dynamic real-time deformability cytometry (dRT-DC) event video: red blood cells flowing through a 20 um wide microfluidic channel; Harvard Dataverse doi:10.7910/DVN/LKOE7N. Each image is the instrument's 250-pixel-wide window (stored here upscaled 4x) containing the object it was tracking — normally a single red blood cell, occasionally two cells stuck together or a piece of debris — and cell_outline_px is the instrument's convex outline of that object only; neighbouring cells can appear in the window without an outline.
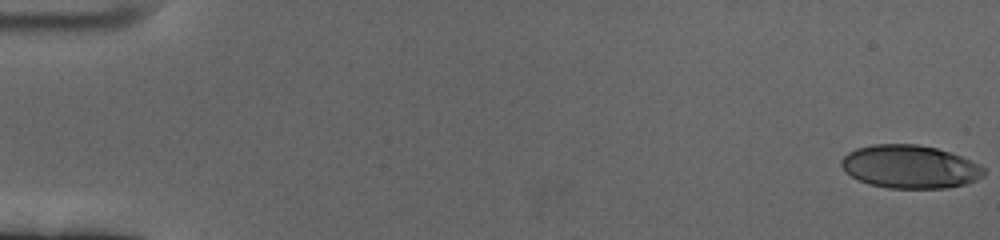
{"species": "human", "species_latin": "Homo sapiens", "temperature_condition": "cold", "stored_images_in_passage": 56, "camera_frame_rate_fps": 3000, "um_per_image_px": 0.085, "donor": {"sex": "female"}, "frame": {"image": 1, "passage_image": 1, "time_ms": 0.0, "image_size_px": [1000, 240], "cell_outline_px": [[984, 176], [968, 184], [948, 188], [888, 188], [868, 184], [852, 176], [840, 164], [840, 160], [848, 152], [856, 148], [872, 144], [916, 144], [936, 148], [960, 156], [980, 164], [984, 168]], "centroid_in_image_um": [77.36, 14.17], "position_along_channel_um": 7.6, "area_um2": 35.89}}
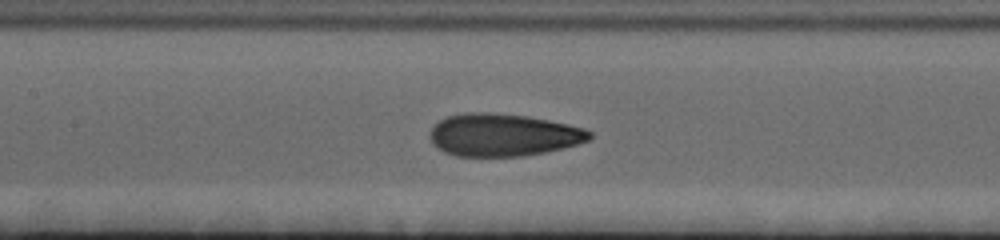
{"frame": {"image": 2, "passage_image": 29, "time_ms": 9.333, "image_size_px": [1000, 240], "cell_outline_px": [[592, 136], [588, 140], [576, 144], [544, 152], [524, 156], [456, 156], [444, 152], [436, 148], [432, 144], [432, 128], [440, 120], [448, 116], [468, 112], [488, 112], [524, 116], [548, 120], [568, 124], [584, 128], [592, 132]], "centroid_in_image_um": [42.76, 11.47], "position_along_channel_um": 164.6, "area_um2": 39.19}}
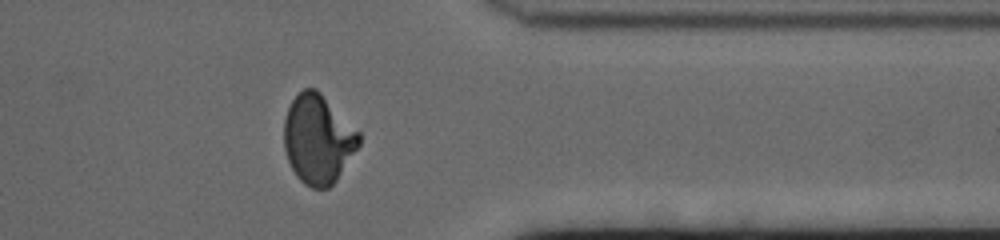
{"frame": {"image": 3, "passage_image": 49, "time_ms": 16.0, "image_size_px": [1000, 240], "cell_outline_px": [[360, 144], [336, 180], [328, 188], [312, 188], [304, 184], [296, 176], [288, 160], [284, 148], [284, 120], [288, 108], [292, 100], [304, 88], [316, 88], [360, 132]], "centroid_in_image_um": [27.03, 11.83], "position_along_channel_um": 384.4, "area_um2": 38.73}}